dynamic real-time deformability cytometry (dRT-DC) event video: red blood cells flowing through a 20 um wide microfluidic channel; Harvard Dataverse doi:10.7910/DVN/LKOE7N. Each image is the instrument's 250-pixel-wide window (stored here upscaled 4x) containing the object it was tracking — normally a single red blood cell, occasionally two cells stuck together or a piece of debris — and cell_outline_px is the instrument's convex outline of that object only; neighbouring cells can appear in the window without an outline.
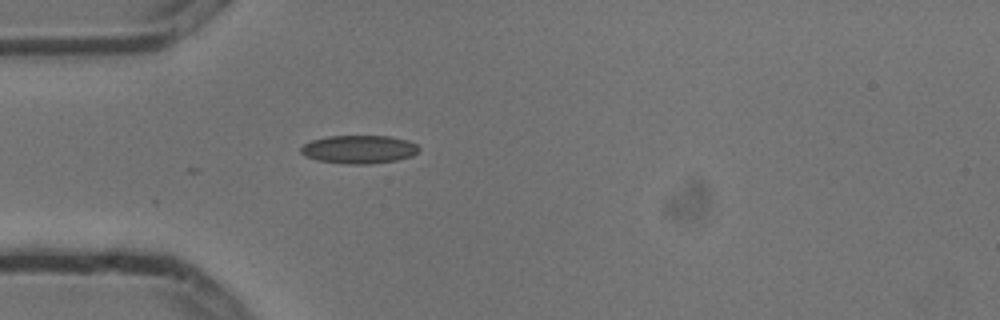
{"species": "common noctule bat (a hibernating species)", "species_latin": "Nyctalus noctula", "temperature_condition": "cold", "stored_images_in_passage": 1, "camera_frame_rate_fps": 3000, "um_per_image_px": 0.085, "animal": {"sex": "male", "body_mass_g": 13.3}, "frame": {"image": 1, "passage_image": 1, "time_ms": 0.0, "image_size_px": [1000, 320], "cell_outline_px": [[420, 148], [412, 156], [396, 160], [368, 164], [348, 164], [316, 160], [304, 156], [300, 152], [300, 148], [304, 144], [312, 140], [328, 136], [388, 136], [408, 140], [416, 144]], "centroid_in_image_um": [30.49, 12.69], "position_along_channel_um": 54.5, "area_um2": 19.42}}